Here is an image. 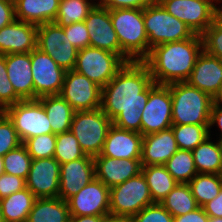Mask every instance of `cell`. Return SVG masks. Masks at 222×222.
Returning a JSON list of instances; mask_svg holds the SVG:
<instances>
[{"label":"cell","mask_w":222,"mask_h":222,"mask_svg":"<svg viewBox=\"0 0 222 222\" xmlns=\"http://www.w3.org/2000/svg\"><path fill=\"white\" fill-rule=\"evenodd\" d=\"M172 126V97L169 85H149V98L142 111L141 134L160 132Z\"/></svg>","instance_id":"11"},{"label":"cell","mask_w":222,"mask_h":222,"mask_svg":"<svg viewBox=\"0 0 222 222\" xmlns=\"http://www.w3.org/2000/svg\"><path fill=\"white\" fill-rule=\"evenodd\" d=\"M201 1H204L208 4H210L217 12H219L220 10V7L219 6H216L214 3L218 4L220 3L222 0H201Z\"/></svg>","instance_id":"52"},{"label":"cell","mask_w":222,"mask_h":222,"mask_svg":"<svg viewBox=\"0 0 222 222\" xmlns=\"http://www.w3.org/2000/svg\"><path fill=\"white\" fill-rule=\"evenodd\" d=\"M110 217L129 221L154 203L143 173L110 188Z\"/></svg>","instance_id":"6"},{"label":"cell","mask_w":222,"mask_h":222,"mask_svg":"<svg viewBox=\"0 0 222 222\" xmlns=\"http://www.w3.org/2000/svg\"><path fill=\"white\" fill-rule=\"evenodd\" d=\"M143 135L111 125L100 155L116 159H141Z\"/></svg>","instance_id":"22"},{"label":"cell","mask_w":222,"mask_h":222,"mask_svg":"<svg viewBox=\"0 0 222 222\" xmlns=\"http://www.w3.org/2000/svg\"><path fill=\"white\" fill-rule=\"evenodd\" d=\"M188 185L197 205L203 207L214 199L222 189V175L197 173L188 182Z\"/></svg>","instance_id":"32"},{"label":"cell","mask_w":222,"mask_h":222,"mask_svg":"<svg viewBox=\"0 0 222 222\" xmlns=\"http://www.w3.org/2000/svg\"><path fill=\"white\" fill-rule=\"evenodd\" d=\"M172 124H209L213 98L187 82L169 84Z\"/></svg>","instance_id":"4"},{"label":"cell","mask_w":222,"mask_h":222,"mask_svg":"<svg viewBox=\"0 0 222 222\" xmlns=\"http://www.w3.org/2000/svg\"><path fill=\"white\" fill-rule=\"evenodd\" d=\"M7 74L15 93L22 100H34L31 52L6 55Z\"/></svg>","instance_id":"24"},{"label":"cell","mask_w":222,"mask_h":222,"mask_svg":"<svg viewBox=\"0 0 222 222\" xmlns=\"http://www.w3.org/2000/svg\"><path fill=\"white\" fill-rule=\"evenodd\" d=\"M60 164L54 158L32 159L26 187L36 198L58 197Z\"/></svg>","instance_id":"16"},{"label":"cell","mask_w":222,"mask_h":222,"mask_svg":"<svg viewBox=\"0 0 222 222\" xmlns=\"http://www.w3.org/2000/svg\"><path fill=\"white\" fill-rule=\"evenodd\" d=\"M31 161L32 158L27 152L26 147L21 144L3 156L4 171L6 174L19 176L26 180Z\"/></svg>","instance_id":"37"},{"label":"cell","mask_w":222,"mask_h":222,"mask_svg":"<svg viewBox=\"0 0 222 222\" xmlns=\"http://www.w3.org/2000/svg\"><path fill=\"white\" fill-rule=\"evenodd\" d=\"M92 0H60L55 23L61 27L84 21L88 13L97 4ZM94 1V0H93Z\"/></svg>","instance_id":"33"},{"label":"cell","mask_w":222,"mask_h":222,"mask_svg":"<svg viewBox=\"0 0 222 222\" xmlns=\"http://www.w3.org/2000/svg\"><path fill=\"white\" fill-rule=\"evenodd\" d=\"M110 188L94 178L67 200L70 216H110Z\"/></svg>","instance_id":"15"},{"label":"cell","mask_w":222,"mask_h":222,"mask_svg":"<svg viewBox=\"0 0 222 222\" xmlns=\"http://www.w3.org/2000/svg\"><path fill=\"white\" fill-rule=\"evenodd\" d=\"M44 107L53 134L70 130L75 110L59 95H47L37 99Z\"/></svg>","instance_id":"26"},{"label":"cell","mask_w":222,"mask_h":222,"mask_svg":"<svg viewBox=\"0 0 222 222\" xmlns=\"http://www.w3.org/2000/svg\"><path fill=\"white\" fill-rule=\"evenodd\" d=\"M67 201L59 197L37 198L26 222H69Z\"/></svg>","instance_id":"27"},{"label":"cell","mask_w":222,"mask_h":222,"mask_svg":"<svg viewBox=\"0 0 222 222\" xmlns=\"http://www.w3.org/2000/svg\"><path fill=\"white\" fill-rule=\"evenodd\" d=\"M213 104L222 106V85L220 86L218 93L213 98Z\"/></svg>","instance_id":"51"},{"label":"cell","mask_w":222,"mask_h":222,"mask_svg":"<svg viewBox=\"0 0 222 222\" xmlns=\"http://www.w3.org/2000/svg\"><path fill=\"white\" fill-rule=\"evenodd\" d=\"M22 144L18 133L9 119L3 112H0V156L6 155L9 151L16 149Z\"/></svg>","instance_id":"40"},{"label":"cell","mask_w":222,"mask_h":222,"mask_svg":"<svg viewBox=\"0 0 222 222\" xmlns=\"http://www.w3.org/2000/svg\"><path fill=\"white\" fill-rule=\"evenodd\" d=\"M178 148L192 151L209 135V124H172Z\"/></svg>","instance_id":"34"},{"label":"cell","mask_w":222,"mask_h":222,"mask_svg":"<svg viewBox=\"0 0 222 222\" xmlns=\"http://www.w3.org/2000/svg\"><path fill=\"white\" fill-rule=\"evenodd\" d=\"M186 82L214 98L222 85V60L202 50Z\"/></svg>","instance_id":"21"},{"label":"cell","mask_w":222,"mask_h":222,"mask_svg":"<svg viewBox=\"0 0 222 222\" xmlns=\"http://www.w3.org/2000/svg\"><path fill=\"white\" fill-rule=\"evenodd\" d=\"M84 23L88 30L91 47L121 56L120 43L111 23L110 10L96 4L88 13Z\"/></svg>","instance_id":"17"},{"label":"cell","mask_w":222,"mask_h":222,"mask_svg":"<svg viewBox=\"0 0 222 222\" xmlns=\"http://www.w3.org/2000/svg\"><path fill=\"white\" fill-rule=\"evenodd\" d=\"M112 120L101 107L75 111L70 130L77 138L82 151L89 156L100 155Z\"/></svg>","instance_id":"7"},{"label":"cell","mask_w":222,"mask_h":222,"mask_svg":"<svg viewBox=\"0 0 222 222\" xmlns=\"http://www.w3.org/2000/svg\"><path fill=\"white\" fill-rule=\"evenodd\" d=\"M26 188V180L19 176L3 173L0 175V199Z\"/></svg>","instance_id":"44"},{"label":"cell","mask_w":222,"mask_h":222,"mask_svg":"<svg viewBox=\"0 0 222 222\" xmlns=\"http://www.w3.org/2000/svg\"><path fill=\"white\" fill-rule=\"evenodd\" d=\"M12 121L22 143L38 135L52 133L43 105L36 100H22L3 111Z\"/></svg>","instance_id":"9"},{"label":"cell","mask_w":222,"mask_h":222,"mask_svg":"<svg viewBox=\"0 0 222 222\" xmlns=\"http://www.w3.org/2000/svg\"><path fill=\"white\" fill-rule=\"evenodd\" d=\"M110 216H70L69 222H105Z\"/></svg>","instance_id":"50"},{"label":"cell","mask_w":222,"mask_h":222,"mask_svg":"<svg viewBox=\"0 0 222 222\" xmlns=\"http://www.w3.org/2000/svg\"><path fill=\"white\" fill-rule=\"evenodd\" d=\"M19 101L22 99L15 93L7 74L6 55L0 54V111H4Z\"/></svg>","instance_id":"41"},{"label":"cell","mask_w":222,"mask_h":222,"mask_svg":"<svg viewBox=\"0 0 222 222\" xmlns=\"http://www.w3.org/2000/svg\"><path fill=\"white\" fill-rule=\"evenodd\" d=\"M38 26L15 19L0 29V54L30 53L36 48Z\"/></svg>","instance_id":"19"},{"label":"cell","mask_w":222,"mask_h":222,"mask_svg":"<svg viewBox=\"0 0 222 222\" xmlns=\"http://www.w3.org/2000/svg\"><path fill=\"white\" fill-rule=\"evenodd\" d=\"M156 0H100L97 2L98 6L108 10L115 9H144Z\"/></svg>","instance_id":"45"},{"label":"cell","mask_w":222,"mask_h":222,"mask_svg":"<svg viewBox=\"0 0 222 222\" xmlns=\"http://www.w3.org/2000/svg\"><path fill=\"white\" fill-rule=\"evenodd\" d=\"M208 136L202 143L193 149L197 173L222 175V147L219 140L212 142Z\"/></svg>","instance_id":"28"},{"label":"cell","mask_w":222,"mask_h":222,"mask_svg":"<svg viewBox=\"0 0 222 222\" xmlns=\"http://www.w3.org/2000/svg\"><path fill=\"white\" fill-rule=\"evenodd\" d=\"M95 178V165L92 156L85 155L64 164H60L58 197L67 201Z\"/></svg>","instance_id":"18"},{"label":"cell","mask_w":222,"mask_h":222,"mask_svg":"<svg viewBox=\"0 0 222 222\" xmlns=\"http://www.w3.org/2000/svg\"><path fill=\"white\" fill-rule=\"evenodd\" d=\"M218 17L222 20V7L220 8V10L218 12Z\"/></svg>","instance_id":"57"},{"label":"cell","mask_w":222,"mask_h":222,"mask_svg":"<svg viewBox=\"0 0 222 222\" xmlns=\"http://www.w3.org/2000/svg\"><path fill=\"white\" fill-rule=\"evenodd\" d=\"M3 173H5V171H4L3 157L0 156V175H2Z\"/></svg>","instance_id":"55"},{"label":"cell","mask_w":222,"mask_h":222,"mask_svg":"<svg viewBox=\"0 0 222 222\" xmlns=\"http://www.w3.org/2000/svg\"><path fill=\"white\" fill-rule=\"evenodd\" d=\"M215 124H217L216 126H218L221 131L219 135L220 137L218 138L222 139V106L213 104L210 114V122H209L210 136H211L210 129L212 128V126L214 127Z\"/></svg>","instance_id":"49"},{"label":"cell","mask_w":222,"mask_h":222,"mask_svg":"<svg viewBox=\"0 0 222 222\" xmlns=\"http://www.w3.org/2000/svg\"><path fill=\"white\" fill-rule=\"evenodd\" d=\"M179 150L172 128L143 136L141 165H165Z\"/></svg>","instance_id":"23"},{"label":"cell","mask_w":222,"mask_h":222,"mask_svg":"<svg viewBox=\"0 0 222 222\" xmlns=\"http://www.w3.org/2000/svg\"><path fill=\"white\" fill-rule=\"evenodd\" d=\"M203 50L222 60V20L217 17L201 34Z\"/></svg>","instance_id":"39"},{"label":"cell","mask_w":222,"mask_h":222,"mask_svg":"<svg viewBox=\"0 0 222 222\" xmlns=\"http://www.w3.org/2000/svg\"><path fill=\"white\" fill-rule=\"evenodd\" d=\"M37 198L26 187L0 199V207L5 222H26Z\"/></svg>","instance_id":"29"},{"label":"cell","mask_w":222,"mask_h":222,"mask_svg":"<svg viewBox=\"0 0 222 222\" xmlns=\"http://www.w3.org/2000/svg\"><path fill=\"white\" fill-rule=\"evenodd\" d=\"M85 155L71 130L56 134V146L53 157L59 164L83 158Z\"/></svg>","instance_id":"36"},{"label":"cell","mask_w":222,"mask_h":222,"mask_svg":"<svg viewBox=\"0 0 222 222\" xmlns=\"http://www.w3.org/2000/svg\"><path fill=\"white\" fill-rule=\"evenodd\" d=\"M171 15L201 35L218 17V12L201 0H157Z\"/></svg>","instance_id":"14"},{"label":"cell","mask_w":222,"mask_h":222,"mask_svg":"<svg viewBox=\"0 0 222 222\" xmlns=\"http://www.w3.org/2000/svg\"><path fill=\"white\" fill-rule=\"evenodd\" d=\"M22 144L32 159L51 158L55 152L56 134L38 135L25 140Z\"/></svg>","instance_id":"38"},{"label":"cell","mask_w":222,"mask_h":222,"mask_svg":"<svg viewBox=\"0 0 222 222\" xmlns=\"http://www.w3.org/2000/svg\"><path fill=\"white\" fill-rule=\"evenodd\" d=\"M126 63L118 54L89 46L78 50L74 70L103 88Z\"/></svg>","instance_id":"8"},{"label":"cell","mask_w":222,"mask_h":222,"mask_svg":"<svg viewBox=\"0 0 222 222\" xmlns=\"http://www.w3.org/2000/svg\"><path fill=\"white\" fill-rule=\"evenodd\" d=\"M95 178L111 188L141 173V159H116L95 156Z\"/></svg>","instance_id":"20"},{"label":"cell","mask_w":222,"mask_h":222,"mask_svg":"<svg viewBox=\"0 0 222 222\" xmlns=\"http://www.w3.org/2000/svg\"><path fill=\"white\" fill-rule=\"evenodd\" d=\"M14 0H0V29L15 20Z\"/></svg>","instance_id":"46"},{"label":"cell","mask_w":222,"mask_h":222,"mask_svg":"<svg viewBox=\"0 0 222 222\" xmlns=\"http://www.w3.org/2000/svg\"><path fill=\"white\" fill-rule=\"evenodd\" d=\"M0 222H5L4 218H3L1 207H0Z\"/></svg>","instance_id":"56"},{"label":"cell","mask_w":222,"mask_h":222,"mask_svg":"<svg viewBox=\"0 0 222 222\" xmlns=\"http://www.w3.org/2000/svg\"><path fill=\"white\" fill-rule=\"evenodd\" d=\"M36 48L50 55L65 71L74 70L78 49L55 22L38 25Z\"/></svg>","instance_id":"10"},{"label":"cell","mask_w":222,"mask_h":222,"mask_svg":"<svg viewBox=\"0 0 222 222\" xmlns=\"http://www.w3.org/2000/svg\"><path fill=\"white\" fill-rule=\"evenodd\" d=\"M202 50V37L194 34L189 39L167 42L153 47L143 62L156 84L169 85L186 82Z\"/></svg>","instance_id":"2"},{"label":"cell","mask_w":222,"mask_h":222,"mask_svg":"<svg viewBox=\"0 0 222 222\" xmlns=\"http://www.w3.org/2000/svg\"><path fill=\"white\" fill-rule=\"evenodd\" d=\"M17 20L41 25L54 22L60 0H14Z\"/></svg>","instance_id":"25"},{"label":"cell","mask_w":222,"mask_h":222,"mask_svg":"<svg viewBox=\"0 0 222 222\" xmlns=\"http://www.w3.org/2000/svg\"><path fill=\"white\" fill-rule=\"evenodd\" d=\"M208 222H222V217H210Z\"/></svg>","instance_id":"54"},{"label":"cell","mask_w":222,"mask_h":222,"mask_svg":"<svg viewBox=\"0 0 222 222\" xmlns=\"http://www.w3.org/2000/svg\"><path fill=\"white\" fill-rule=\"evenodd\" d=\"M203 209L210 217H222V189L214 199L203 206Z\"/></svg>","instance_id":"48"},{"label":"cell","mask_w":222,"mask_h":222,"mask_svg":"<svg viewBox=\"0 0 222 222\" xmlns=\"http://www.w3.org/2000/svg\"><path fill=\"white\" fill-rule=\"evenodd\" d=\"M209 216L205 213L203 207H198L187 214L173 217V222H208Z\"/></svg>","instance_id":"47"},{"label":"cell","mask_w":222,"mask_h":222,"mask_svg":"<svg viewBox=\"0 0 222 222\" xmlns=\"http://www.w3.org/2000/svg\"><path fill=\"white\" fill-rule=\"evenodd\" d=\"M105 222H128V221L124 219L109 217Z\"/></svg>","instance_id":"53"},{"label":"cell","mask_w":222,"mask_h":222,"mask_svg":"<svg viewBox=\"0 0 222 222\" xmlns=\"http://www.w3.org/2000/svg\"><path fill=\"white\" fill-rule=\"evenodd\" d=\"M152 76L143 61L127 62L102 88L101 109L121 129L141 133Z\"/></svg>","instance_id":"1"},{"label":"cell","mask_w":222,"mask_h":222,"mask_svg":"<svg viewBox=\"0 0 222 222\" xmlns=\"http://www.w3.org/2000/svg\"><path fill=\"white\" fill-rule=\"evenodd\" d=\"M128 222H173V216L161 203L154 202L143 208Z\"/></svg>","instance_id":"42"},{"label":"cell","mask_w":222,"mask_h":222,"mask_svg":"<svg viewBox=\"0 0 222 222\" xmlns=\"http://www.w3.org/2000/svg\"><path fill=\"white\" fill-rule=\"evenodd\" d=\"M153 202L160 203L178 182L167 171L165 165L142 166Z\"/></svg>","instance_id":"30"},{"label":"cell","mask_w":222,"mask_h":222,"mask_svg":"<svg viewBox=\"0 0 222 222\" xmlns=\"http://www.w3.org/2000/svg\"><path fill=\"white\" fill-rule=\"evenodd\" d=\"M160 203L173 217L187 214L199 207L188 183H178Z\"/></svg>","instance_id":"31"},{"label":"cell","mask_w":222,"mask_h":222,"mask_svg":"<svg viewBox=\"0 0 222 222\" xmlns=\"http://www.w3.org/2000/svg\"><path fill=\"white\" fill-rule=\"evenodd\" d=\"M31 70L34 84V100L47 95H59L65 70L50 55L38 48L31 51Z\"/></svg>","instance_id":"12"},{"label":"cell","mask_w":222,"mask_h":222,"mask_svg":"<svg viewBox=\"0 0 222 222\" xmlns=\"http://www.w3.org/2000/svg\"><path fill=\"white\" fill-rule=\"evenodd\" d=\"M167 171L178 183H188L196 174L192 152L179 149L165 163Z\"/></svg>","instance_id":"35"},{"label":"cell","mask_w":222,"mask_h":222,"mask_svg":"<svg viewBox=\"0 0 222 222\" xmlns=\"http://www.w3.org/2000/svg\"><path fill=\"white\" fill-rule=\"evenodd\" d=\"M67 38L78 50L90 46L89 34L84 21L63 27Z\"/></svg>","instance_id":"43"},{"label":"cell","mask_w":222,"mask_h":222,"mask_svg":"<svg viewBox=\"0 0 222 222\" xmlns=\"http://www.w3.org/2000/svg\"><path fill=\"white\" fill-rule=\"evenodd\" d=\"M110 17L120 43L121 57L126 62L143 61L148 56L143 9L110 10Z\"/></svg>","instance_id":"3"},{"label":"cell","mask_w":222,"mask_h":222,"mask_svg":"<svg viewBox=\"0 0 222 222\" xmlns=\"http://www.w3.org/2000/svg\"><path fill=\"white\" fill-rule=\"evenodd\" d=\"M60 95L75 111L94 110L101 107L102 88L75 70L65 72Z\"/></svg>","instance_id":"13"},{"label":"cell","mask_w":222,"mask_h":222,"mask_svg":"<svg viewBox=\"0 0 222 222\" xmlns=\"http://www.w3.org/2000/svg\"><path fill=\"white\" fill-rule=\"evenodd\" d=\"M145 30L148 36V55L153 47L191 38L193 31L181 20L169 14L156 0L143 9Z\"/></svg>","instance_id":"5"}]
</instances>
